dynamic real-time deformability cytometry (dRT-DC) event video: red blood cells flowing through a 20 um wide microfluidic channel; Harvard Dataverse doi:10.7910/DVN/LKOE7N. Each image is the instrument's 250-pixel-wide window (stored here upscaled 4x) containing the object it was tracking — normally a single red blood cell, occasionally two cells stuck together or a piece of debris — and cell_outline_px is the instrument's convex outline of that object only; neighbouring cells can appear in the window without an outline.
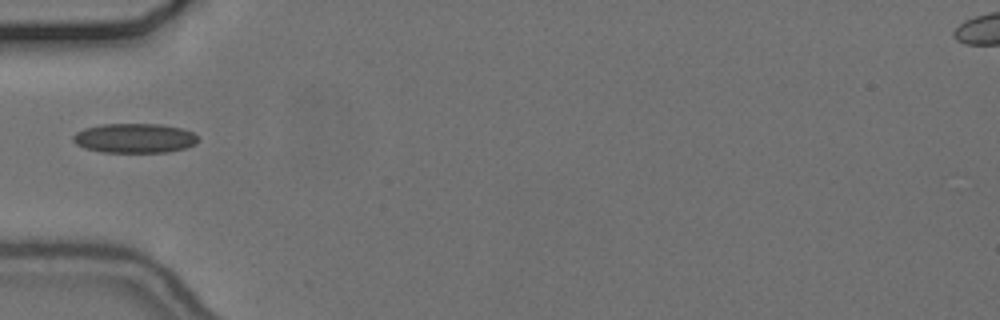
{"species": "common noctule bat (a hibernating species)", "species_latin": "Nyctalus noctula", "temperature_condition": "cold", "stored_images_in_passage": 38, "camera_frame_rate_fps": 3000, "um_per_image_px": 0.085, "animal": {"sex": "female", "body_mass_g": 24.6, "forearm_length_mm": 56.2}, "frame": {"image": 1, "passage_image": 1, "time_ms": 0.0, "image_size_px": [1000, 320], "cell_outline_px": [[200, 140], [196, 144], [184, 148], [168, 152], [104, 152], [84, 148], [76, 144], [72, 140], [72, 136], [76, 132], [84, 128], [100, 124], [160, 124], [180, 128], [192, 132]], "centroid_in_image_um": [11.42, 11.74], "position_along_channel_um": 73.6, "area_um2": 21.56}}
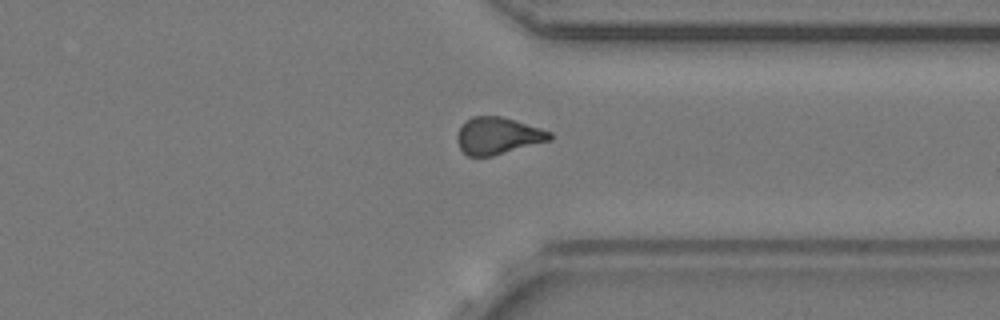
{"frame": {"image": 2, "passage_image": 25, "time_ms": 8.0, "image_size_px": [1000, 320], "cell_outline_px": [[552, 140], [492, 156], [468, 156], [460, 148], [456, 140], [456, 136], [464, 120], [472, 116], [500, 116], [540, 128], [552, 132]], "centroid_in_image_um": [42.3, 11.54], "position_along_channel_um": 369.1, "area_um2": 19.94}}
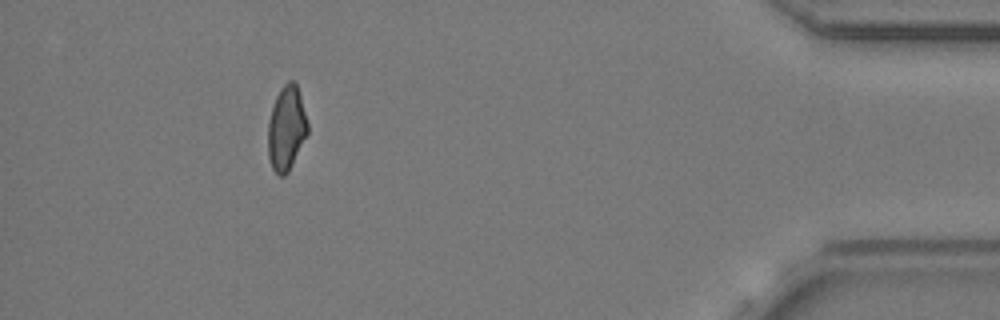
{"frame": {"image": 3, "passage_image": 33, "time_ms": 10.667, "image_size_px": [1000, 320], "cell_outline_px": [[308, 132], [288, 172], [284, 176], [280, 176], [272, 168], [268, 156], [268, 120], [276, 96], [280, 88], [288, 80], [292, 80], [296, 84], [300, 96], [308, 124]], "centroid_in_image_um": [24.33, 10.9], "position_along_channel_um": 410.9, "area_um2": 19.31}, "authors_computed_cell_mechanics": {"area_um2": 19.941, "velocity_mm_per_s": 3.6881, "shape_relaxation_time_tau1_ms": null, "shape_relaxation_time_tau2_ms": 3.4265, "deformation_change_tau1": null, "deformation_change_tau2": 0.0944}}